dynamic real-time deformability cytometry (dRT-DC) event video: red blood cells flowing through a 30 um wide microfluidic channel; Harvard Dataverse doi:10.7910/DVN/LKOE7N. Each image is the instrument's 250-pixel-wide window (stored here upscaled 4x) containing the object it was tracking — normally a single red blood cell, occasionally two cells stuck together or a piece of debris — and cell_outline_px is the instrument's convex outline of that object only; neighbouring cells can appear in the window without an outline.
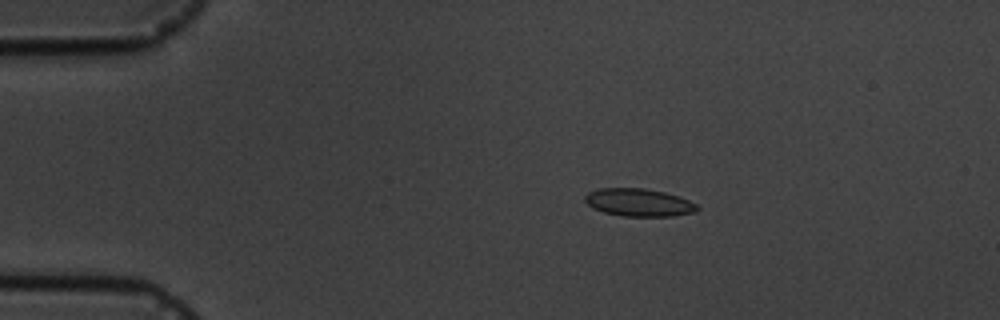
{"species": "common noctule bat (a hibernating species)", "species_latin": "Nyctalus noctula", "temperature_condition": "cold", "stored_images_in_passage": 7, "camera_frame_rate_fps": 3000, "um_per_image_px": 0.085, "animal": {"sex": "male", "body_mass_g": 19.5, "forearm_length_mm": 54.6}, "frame": {"image": 1, "passage_image": 4, "time_ms": 3.333, "image_size_px": [1000, 320], "cell_outline_px": [[700, 208], [696, 212], [672, 216], [624, 216], [604, 212], [592, 208], [584, 200], [584, 196], [588, 192], [600, 188], [644, 188], [664, 192], [688, 200], [696, 204]], "centroid_in_image_um": [54.28, 17.21], "position_along_channel_um": 30.7, "area_um2": 18.09}}
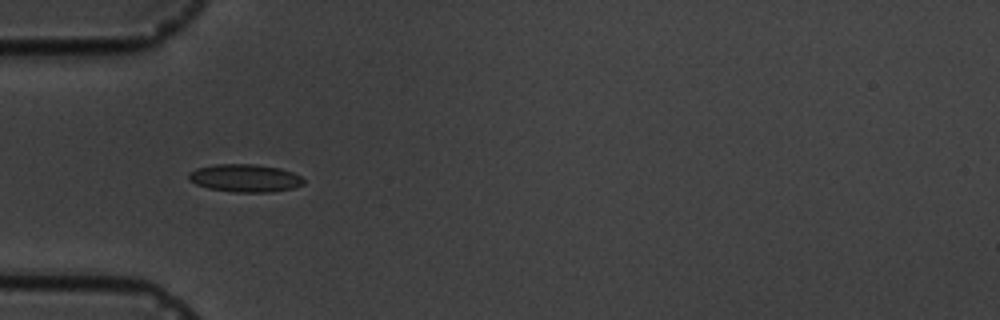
{"frame": {"image": 2, "passage_image": 6, "time_ms": 5.667, "image_size_px": [1000, 320], "cell_outline_px": [[304, 184], [292, 188], [272, 192], [232, 192], [208, 188], [196, 184], [188, 180], [188, 172], [196, 168], [216, 164], [256, 164], [280, 168], [292, 172], [300, 176], [304, 180]], "centroid_in_image_um": [20.8, 15.13], "position_along_channel_um": 64.2, "area_um2": 18.73}}
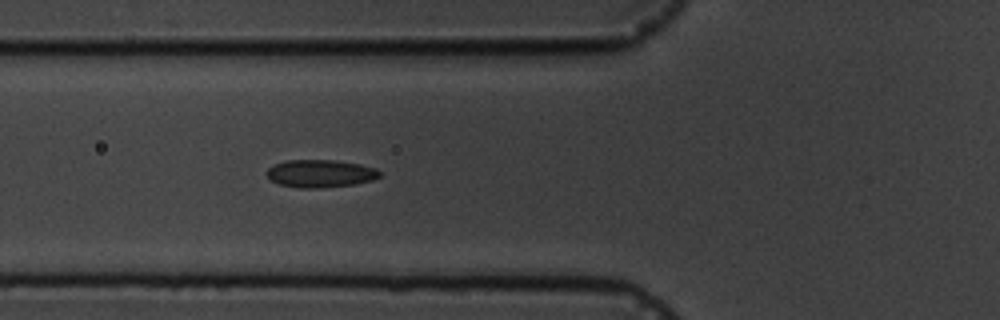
{"frame": {"image": 3, "passage_image": 7, "time_ms": 6.667, "image_size_px": [1000, 320], "cell_outline_px": [[380, 176], [372, 180], [356, 184], [320, 188], [300, 188], [280, 184], [272, 180], [264, 172], [272, 164], [284, 160], [332, 160], [360, 164], [376, 168], [380, 172]], "centroid_in_image_um": [27.21, 14.74], "position_along_channel_um": 98.6, "area_um2": 18.32}}